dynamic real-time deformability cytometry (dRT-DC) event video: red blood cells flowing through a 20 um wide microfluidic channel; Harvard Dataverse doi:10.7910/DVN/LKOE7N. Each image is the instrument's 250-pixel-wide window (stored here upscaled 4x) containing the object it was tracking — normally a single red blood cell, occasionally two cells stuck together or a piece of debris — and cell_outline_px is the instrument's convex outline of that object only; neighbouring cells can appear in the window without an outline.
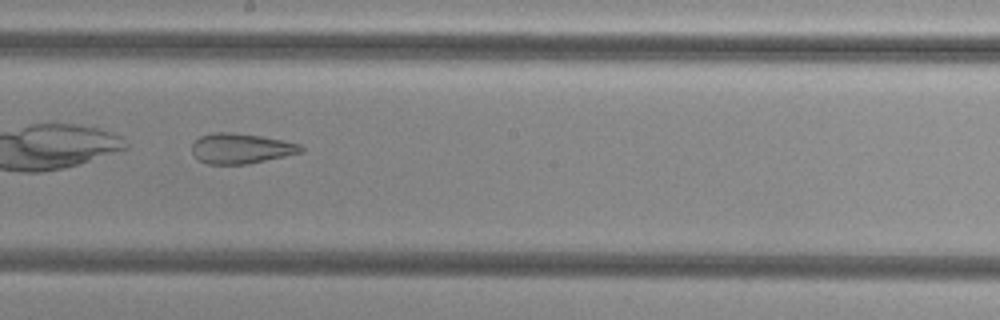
{"species": "common noctule bat (a hibernating species)", "species_latin": "Nyctalus noctula", "temperature_condition": "cold", "stored_images_in_passage": 39, "camera_frame_rate_fps": 3000, "um_per_image_px": 0.085, "animal": {"sex": "female", "body_mass_g": 29.2, "forearm_length_mm": 56.3}, "frame": {"image": 1, "passage_image": 17, "time_ms": 5.333, "image_size_px": [1000, 320], "cell_outline_px": [[304, 152], [248, 164], [208, 164], [200, 160], [192, 152], [192, 144], [200, 136], [212, 132], [232, 132], [260, 136], [300, 144], [304, 148]], "centroid_in_image_um": [20.49, 12.62], "position_along_channel_um": 227.7, "area_um2": 19.13}, "authors_computed_cell_mechanics": {"area_um2": 21.9062, "velocity_mm_per_s": 3.7699, "shape_relaxation_time_tau1_ms": null, "shape_relaxation_time_tau2_ms": 2.1844, "deformation_change_tau1": null, "deformation_change_tau2": 0.1151}}